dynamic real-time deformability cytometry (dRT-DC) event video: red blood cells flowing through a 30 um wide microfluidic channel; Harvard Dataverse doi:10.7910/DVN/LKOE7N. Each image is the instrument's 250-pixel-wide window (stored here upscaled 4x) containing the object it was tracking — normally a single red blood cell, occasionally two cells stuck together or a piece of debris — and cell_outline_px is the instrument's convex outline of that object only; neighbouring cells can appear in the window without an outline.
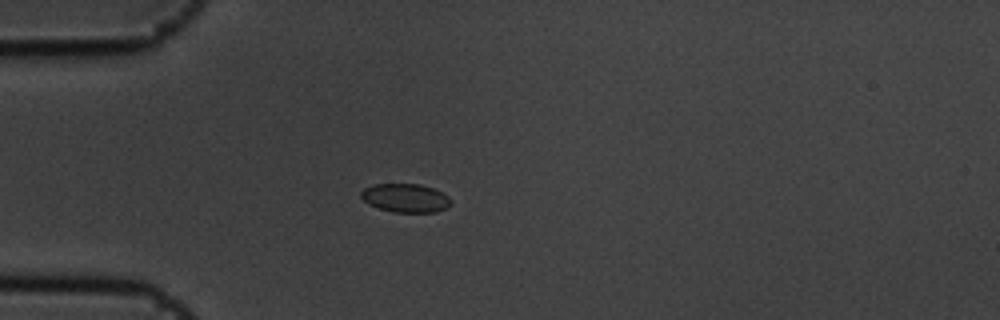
{"species": "common noctule bat (a hibernating species)", "species_latin": "Nyctalus noctula", "temperature_condition": "cold", "stored_images_in_passage": 4, "camera_frame_rate_fps": 3000, "um_per_image_px": 0.085, "animal": {"sex": "male", "body_mass_g": 19.5, "forearm_length_mm": 54.6}, "frame": {"image": 1, "passage_image": 3, "time_ms": 0.667, "image_size_px": [1000, 320], "cell_outline_px": [[452, 204], [436, 212], [392, 212], [368, 204], [360, 196], [360, 192], [364, 188], [372, 184], [420, 184], [432, 188], [448, 196], [452, 200]], "centroid_in_image_um": [34.45, 16.82], "position_along_channel_um": 50.6, "area_um2": 14.97}}